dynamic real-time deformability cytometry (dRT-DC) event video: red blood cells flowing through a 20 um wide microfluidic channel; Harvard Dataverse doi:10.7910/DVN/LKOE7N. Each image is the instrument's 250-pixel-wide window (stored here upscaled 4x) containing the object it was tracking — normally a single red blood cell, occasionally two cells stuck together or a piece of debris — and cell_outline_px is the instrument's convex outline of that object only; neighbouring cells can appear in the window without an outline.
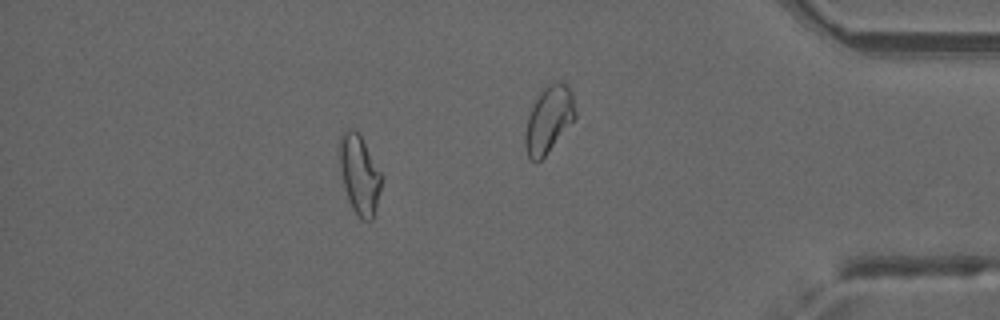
{"species": "common noctule bat (a hibernating species)", "species_latin": "Nyctalus noctula", "temperature_condition": "warm", "stored_images_in_passage": 50, "camera_frame_rate_fps": 3000, "um_per_image_px": 0.085, "animal": {"sex": "male", "forearm_length_mm": 52.5}, "frame": {"image": 1, "passage_image": 43, "time_ms": 14.0, "image_size_px": [1000, 320], "cell_outline_px": [[384, 176], [372, 220], [364, 220], [352, 208], [348, 200], [340, 168], [340, 136], [348, 128], [352, 128], [360, 136]], "centroid_in_image_um": [30.57, 14.83], "position_along_channel_um": 404.6, "area_um2": 18.96}, "authors_computed_cell_mechanics": {"area_um2": 19.5942, "velocity_mm_per_s": 3.9892, "shape_relaxation_time_tau1_ms": null, "shape_relaxation_time_tau2_ms": 1.5496, "deformation_change_tau1": null, "deformation_change_tau2": 0.0927}}